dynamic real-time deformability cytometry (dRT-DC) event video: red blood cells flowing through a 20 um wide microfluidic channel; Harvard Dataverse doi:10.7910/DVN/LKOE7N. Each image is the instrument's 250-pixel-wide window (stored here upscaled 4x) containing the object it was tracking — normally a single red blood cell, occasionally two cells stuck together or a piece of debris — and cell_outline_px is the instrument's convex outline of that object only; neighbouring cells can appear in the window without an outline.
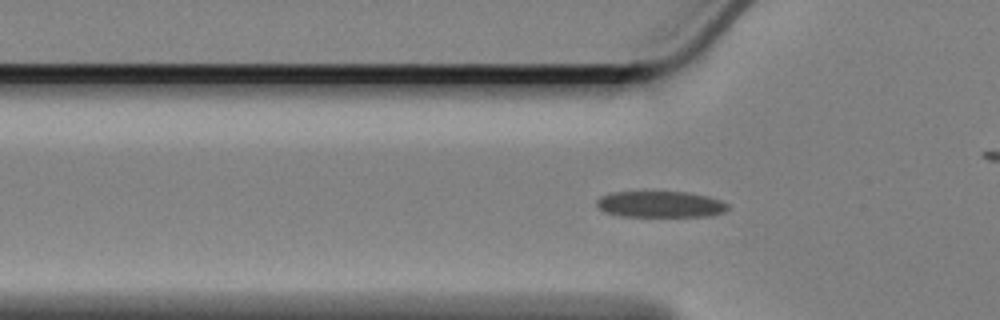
{"species": "Egyptian fruit bat (a non-hibernating species)", "species_latin": "Rousettus aegyptiacus", "temperature_condition": "cold", "stored_images_in_passage": 58, "camera_frame_rate_fps": 3000, "um_per_image_px": 0.085, "animal": {"sex": "female"}, "frame": {"image": 1, "passage_image": 17, "time_ms": 5.333, "image_size_px": [1000, 320], "cell_outline_px": [[728, 208], [724, 212], [712, 216], [620, 216], [604, 212], [596, 204], [596, 200], [600, 196], [612, 192], [688, 192], [708, 196], [720, 200], [728, 204]], "centroid_in_image_um": [56.13, 17.36], "position_along_channel_um": 69.7, "area_um2": 20.11}}
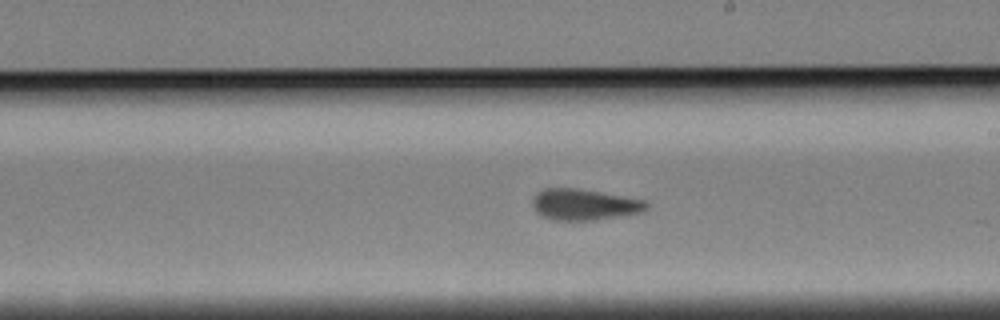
{"frame": {"image": 2, "passage_image": 32, "time_ms": 10.333, "image_size_px": [1000, 320], "cell_outline_px": [[648, 208], [640, 212], [592, 220], [552, 220], [540, 216], [532, 208], [532, 200], [544, 188], [576, 188], [644, 200], [648, 204]], "centroid_in_image_um": [49.6, 17.39], "position_along_channel_um": 239.4, "area_um2": 20.35}}
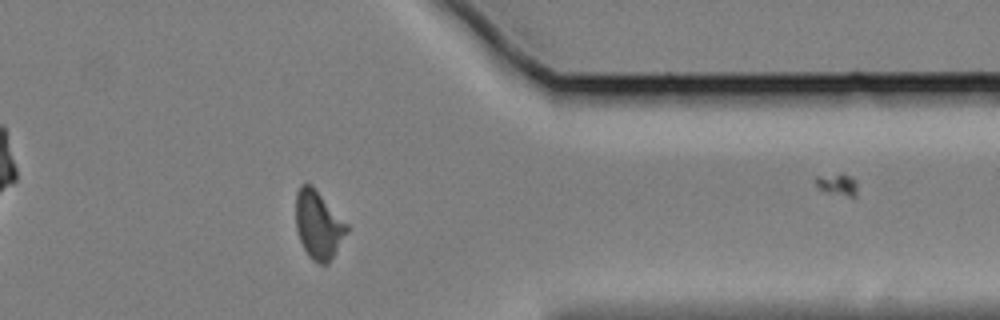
{"frame": {"image": 3, "passage_image": 46, "time_ms": 15.0, "image_size_px": [1000, 320], "cell_outline_px": [[348, 232], [328, 264], [320, 264], [312, 260], [308, 256], [300, 240], [296, 228], [296, 192], [300, 184], [308, 184], [348, 224]], "centroid_in_image_um": [27.05, 19.17], "position_along_channel_um": 384.3, "area_um2": 19.77}, "authors_computed_cell_mechanics": {"area_um2": 20.6635, "velocity_mm_per_s": 3.3766, "shape_relaxation_time_tau1_ms": null, "shape_relaxation_time_tau2_ms": 3.5798, "deformation_change_tau1": null, "deformation_change_tau2": 0.0605}}